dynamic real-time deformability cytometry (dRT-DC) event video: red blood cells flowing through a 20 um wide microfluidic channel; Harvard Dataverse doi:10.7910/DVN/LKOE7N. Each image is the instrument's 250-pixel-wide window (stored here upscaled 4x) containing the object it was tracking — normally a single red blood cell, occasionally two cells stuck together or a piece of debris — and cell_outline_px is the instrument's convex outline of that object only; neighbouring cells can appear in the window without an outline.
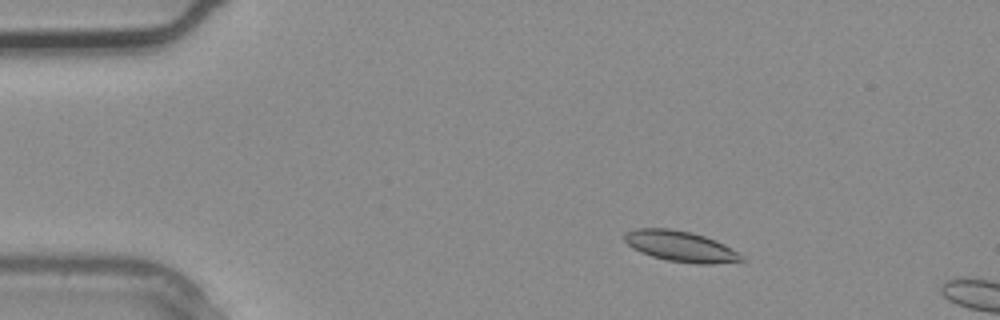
{"species": "common noctule bat (a hibernating species)", "species_latin": "Nyctalus noctula", "temperature_condition": "warm", "stored_images_in_passage": 3, "camera_frame_rate_fps": 3000, "um_per_image_px": 0.085, "animal": {"sex": "male", "body_mass_g": 20.4}, "frame": {"image": 1, "passage_image": 2, "time_ms": 0.333, "image_size_px": [1000, 320], "cell_outline_px": [[744, 260], [712, 264], [696, 264], [668, 260], [652, 256], [640, 252], [632, 248], [624, 240], [624, 236], [628, 232], [636, 228], [668, 228], [692, 232], [716, 240], [724, 244], [744, 256]], "centroid_in_image_um": [57.85, 20.93], "position_along_channel_um": 27.1, "area_um2": 20.81}}